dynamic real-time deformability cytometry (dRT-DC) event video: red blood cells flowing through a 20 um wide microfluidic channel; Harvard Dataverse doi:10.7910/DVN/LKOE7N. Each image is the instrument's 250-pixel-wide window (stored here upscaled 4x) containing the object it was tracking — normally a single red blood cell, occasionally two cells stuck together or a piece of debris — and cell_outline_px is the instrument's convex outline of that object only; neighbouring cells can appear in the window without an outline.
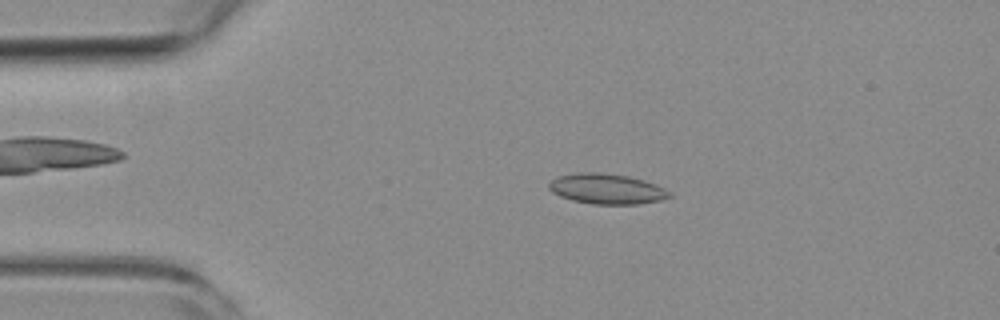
{"species": "common noctule bat (a hibernating species)", "species_latin": "Nyctalus noctula", "temperature_condition": "room temperature", "stored_images_in_passage": 51, "camera_frame_rate_fps": 3000, "um_per_image_px": 0.085, "animal": {"sex": "female", "body_mass_g": 19.3, "forearm_length_mm": 54.1}, "frame": {"image": 1, "passage_image": 8, "time_ms": 2.333, "image_size_px": [1000, 320], "cell_outline_px": [[672, 196], [660, 200], [640, 204], [592, 204], [572, 200], [560, 196], [552, 192], [548, 188], [548, 184], [556, 176], [576, 172], [600, 172], [628, 176], [644, 180], [664, 188]], "centroid_in_image_um": [51.53, 16.05], "position_along_channel_um": 33.5, "area_um2": 21.33}}
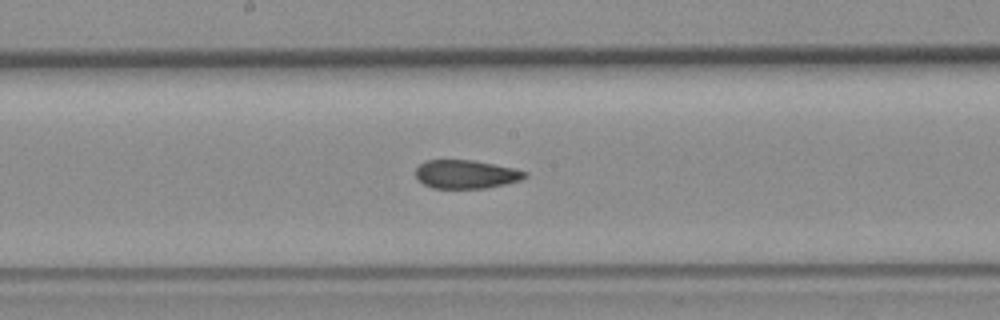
{"frame": {"image": 2, "passage_image": 25, "time_ms": 8.0, "image_size_px": [1000, 320], "cell_outline_px": [[528, 176], [520, 180], [504, 184], [484, 188], [432, 188], [424, 184], [416, 176], [416, 168], [420, 164], [428, 160], [472, 160], [512, 168], [528, 172]], "centroid_in_image_um": [39.61, 14.81], "position_along_channel_um": 208.6, "area_um2": 17.92}}
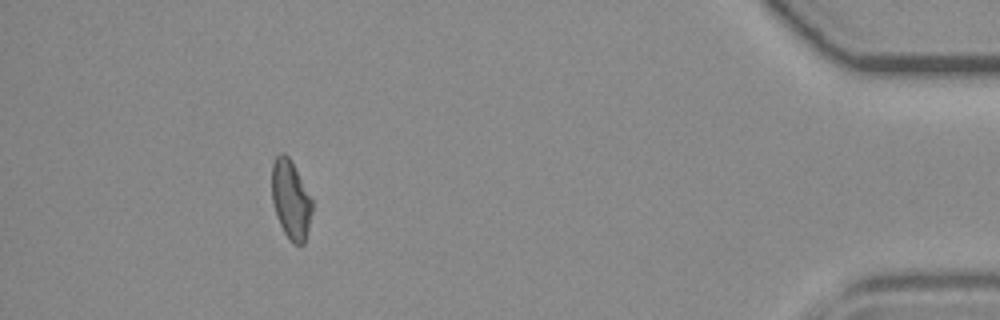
{"frame": {"image": 3, "passage_image": 46, "time_ms": 15.0, "image_size_px": [1000, 320], "cell_outline_px": [[312, 212], [304, 244], [292, 244], [284, 232], [276, 216], [272, 200], [272, 164], [276, 156], [280, 152], [284, 152], [288, 156], [312, 200]], "centroid_in_image_um": [24.7, 16.98], "position_along_channel_um": 410.5, "area_um2": 18.26}, "authors_computed_cell_mechanics": {"area_um2": 19.363, "velocity_mm_per_s": 3.7985, "shape_relaxation_time_tau1_ms": null, "shape_relaxation_time_tau2_ms": 1.7162, "deformation_change_tau1": null, "deformation_change_tau2": 0.0741}}